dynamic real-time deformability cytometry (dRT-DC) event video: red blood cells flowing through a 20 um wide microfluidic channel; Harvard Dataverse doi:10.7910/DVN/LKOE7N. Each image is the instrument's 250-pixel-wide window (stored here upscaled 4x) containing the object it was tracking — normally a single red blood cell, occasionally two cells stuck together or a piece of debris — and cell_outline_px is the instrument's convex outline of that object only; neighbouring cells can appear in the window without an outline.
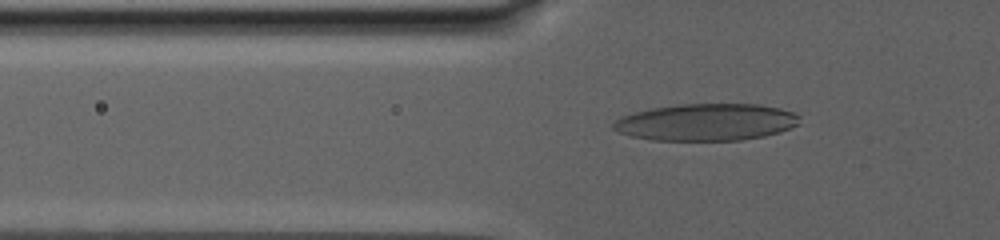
{"species": "human", "species_latin": "Homo sapiens", "temperature_condition": "warm", "stored_images_in_passage": 69, "camera_frame_rate_fps": 3000, "um_per_image_px": 0.085, "donor": {"sex": "male"}, "frame": {"image": 1, "passage_image": 22, "time_ms": 9.667, "image_size_px": [1000, 240], "cell_outline_px": [[800, 124], [780, 132], [764, 136], [740, 140], [652, 140], [632, 136], [620, 132], [612, 128], [612, 124], [620, 116], [652, 108], [680, 104], [756, 104], [780, 108], [796, 112], [800, 116]], "centroid_in_image_um": [60.08, 10.38], "position_along_channel_um": 65.7, "area_um2": 40.23}}
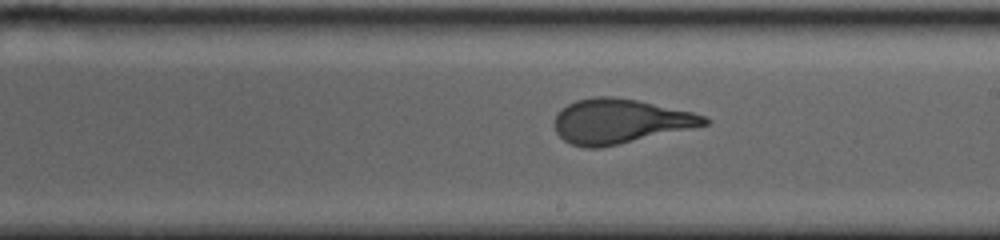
{"frame": {"image": 2, "passage_image": 41, "time_ms": 16.333, "image_size_px": [1000, 240], "cell_outline_px": [[712, 120], [708, 124], [600, 148], [584, 148], [572, 144], [564, 140], [556, 132], [556, 112], [560, 108], [576, 100], [592, 96], [612, 96], [636, 100], [692, 112], [704, 116]], "centroid_in_image_um": [52.65, 10.29], "position_along_channel_um": 236.3, "area_um2": 38.49}}
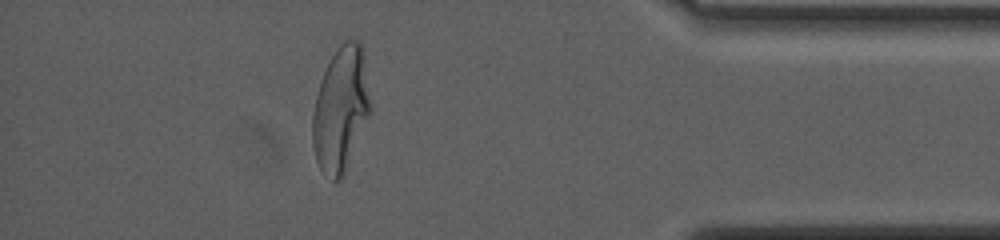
{"frame": {"image": 3, "passage_image": 61, "time_ms": 23.667, "image_size_px": [1000, 240], "cell_outline_px": [[372, 112], [344, 176], [340, 180], [332, 180], [320, 168], [316, 160], [312, 144], [312, 116], [316, 96], [320, 80], [336, 48], [344, 40], [360, 40], [364, 56], [372, 104]], "centroid_in_image_um": [28.99, 9.3], "position_along_channel_um": 406.2, "area_um2": 42.71}, "authors_computed_cell_mechanics": {"area_um2": 40.1132, "velocity_mm_per_s": 2.7014, "shape_relaxation_time_tau1_ms": 8.5321, "shape_relaxation_time_tau2_ms": 1.0279, "deformation_change_tau1": 0.2667, "deformation_change_tau2": 0.0962}}